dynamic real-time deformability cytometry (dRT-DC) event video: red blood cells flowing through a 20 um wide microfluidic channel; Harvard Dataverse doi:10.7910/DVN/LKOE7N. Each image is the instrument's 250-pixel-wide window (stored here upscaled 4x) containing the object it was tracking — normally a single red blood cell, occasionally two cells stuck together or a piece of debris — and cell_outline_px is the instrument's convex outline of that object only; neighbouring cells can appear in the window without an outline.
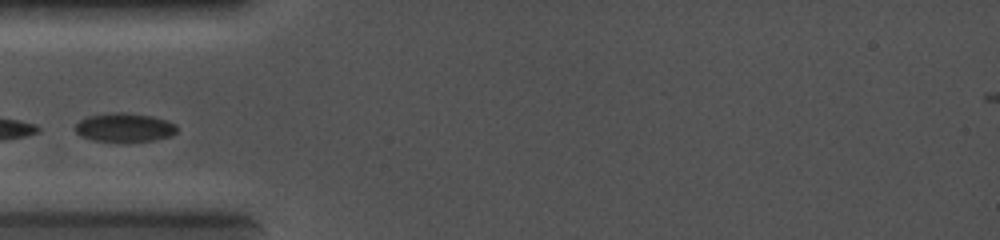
{"species": "common noctule bat (a hibernating species)", "species_latin": "Nyctalus noctula", "temperature_condition": "cold", "stored_images_in_passage": 12, "camera_frame_rate_fps": 5000, "um_per_image_px": 0.085, "animal": {"sex": "female", "body_mass_g": 19.0, "forearm_length_mm": 56.7}, "frame": {"image": 1, "passage_image": 1, "time_ms": 0.0, "image_size_px": [1000, 240], "cell_outline_px": [[176, 132], [172, 136], [152, 140], [92, 140], [80, 136], [72, 128], [80, 120], [88, 116], [108, 112], [124, 112], [152, 116], [168, 120], [176, 124]], "centroid_in_image_um": [10.56, 10.8], "position_along_channel_um": 74.4, "area_um2": 16.94}}
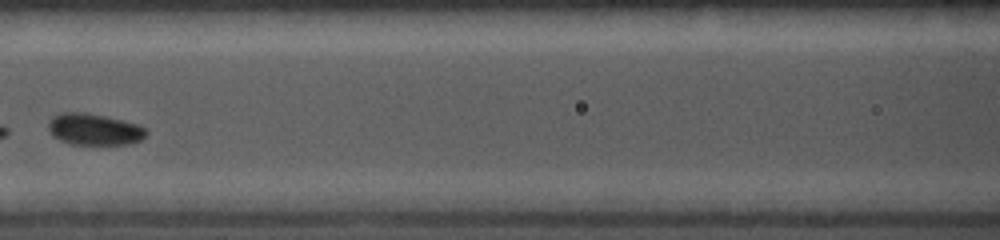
{"frame": {"image": 2, "passage_image": 4, "time_ms": 1.8, "image_size_px": [1000, 240], "cell_outline_px": [[148, 132], [140, 140], [128, 144], [72, 144], [60, 140], [52, 136], [48, 128], [48, 120], [52, 116], [60, 112], [84, 112], [124, 120], [136, 124], [144, 128]], "centroid_in_image_um": [7.95, 10.98], "position_along_channel_um": 158.6, "area_um2": 17.98}}
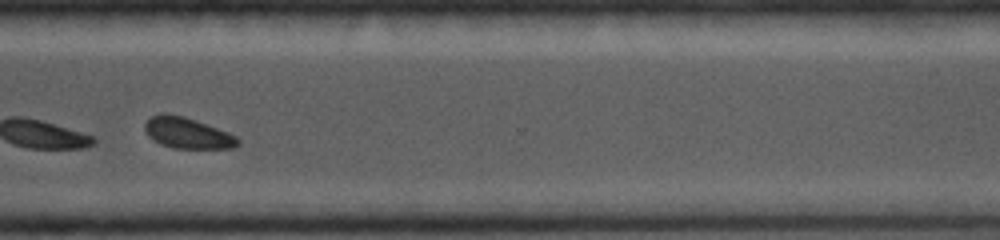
{"frame": {"image": 3, "passage_image": 10, "time_ms": 6.0, "image_size_px": [1000, 240], "cell_outline_px": [[240, 144], [232, 148], [172, 148], [160, 144], [152, 140], [144, 132], [144, 124], [152, 116], [160, 112], [164, 112], [184, 116], [196, 120], [228, 132], [236, 136], [240, 140]], "centroid_in_image_um": [15.9, 11.3], "position_along_channel_um": 354.7, "area_um2": 16.99}}